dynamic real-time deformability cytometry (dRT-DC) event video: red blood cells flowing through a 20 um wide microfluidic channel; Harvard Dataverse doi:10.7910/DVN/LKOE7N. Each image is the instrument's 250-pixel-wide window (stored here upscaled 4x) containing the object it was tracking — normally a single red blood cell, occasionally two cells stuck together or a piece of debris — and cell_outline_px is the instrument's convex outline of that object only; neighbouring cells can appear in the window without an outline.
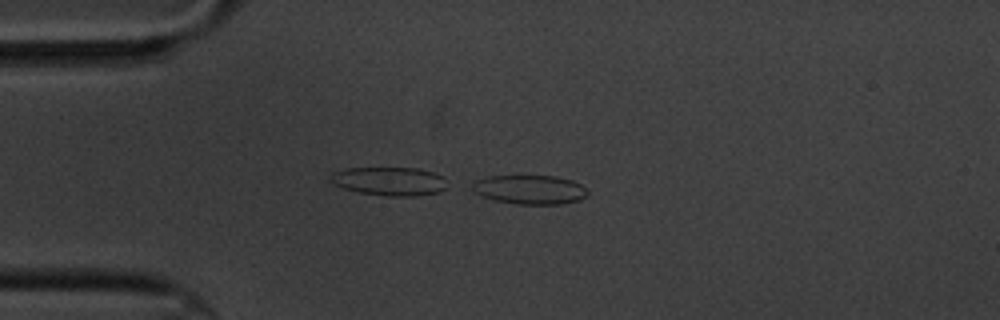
{"species": "common noctule bat (a hibernating species)", "species_latin": "Nyctalus noctula", "temperature_condition": "cold", "stored_images_in_passage": 5, "camera_frame_rate_fps": 3000, "um_per_image_px": 0.085, "animal": {"sex": "male", "body_mass_g": 20.1, "forearm_length_mm": 53.5}, "frame": {"image": 1, "passage_image": 4, "time_ms": 3.667, "image_size_px": [1000, 320], "cell_outline_px": [[588, 192], [580, 200], [560, 204], [516, 204], [492, 200], [476, 192], [472, 188], [472, 180], [488, 176], [524, 172], [556, 176], [572, 180], [580, 184]], "centroid_in_image_um": [44.97, 16.05], "position_along_channel_um": 40.0, "area_um2": 20.52}}